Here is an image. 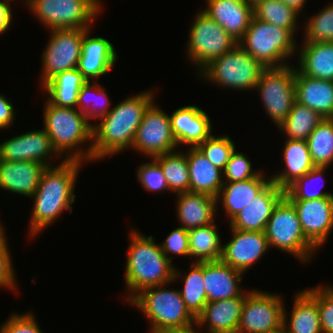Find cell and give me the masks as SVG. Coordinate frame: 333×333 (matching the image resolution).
Returning a JSON list of instances; mask_svg holds the SVG:
<instances>
[{"mask_svg": "<svg viewBox=\"0 0 333 333\" xmlns=\"http://www.w3.org/2000/svg\"><path fill=\"white\" fill-rule=\"evenodd\" d=\"M85 163L77 160H62L59 164L46 167L42 172L36 192L31 197L33 208L28 234L38 235L64 211L72 213L75 201L74 187L81 167Z\"/></svg>", "mask_w": 333, "mask_h": 333, "instance_id": "6da1fadb", "label": "cell"}, {"mask_svg": "<svg viewBox=\"0 0 333 333\" xmlns=\"http://www.w3.org/2000/svg\"><path fill=\"white\" fill-rule=\"evenodd\" d=\"M153 89L118 103L93 124L92 161L112 157L132 147L144 111L155 100Z\"/></svg>", "mask_w": 333, "mask_h": 333, "instance_id": "7a4b0ae2", "label": "cell"}, {"mask_svg": "<svg viewBox=\"0 0 333 333\" xmlns=\"http://www.w3.org/2000/svg\"><path fill=\"white\" fill-rule=\"evenodd\" d=\"M129 235L124 275L126 289L129 291L128 296L124 297L127 302L146 288L173 283L175 268L160 245L155 243L153 236H146L133 228Z\"/></svg>", "mask_w": 333, "mask_h": 333, "instance_id": "3957f363", "label": "cell"}, {"mask_svg": "<svg viewBox=\"0 0 333 333\" xmlns=\"http://www.w3.org/2000/svg\"><path fill=\"white\" fill-rule=\"evenodd\" d=\"M43 114L44 130L61 159L92 162L93 123L84 114L77 108L60 107L48 100ZM89 141V146L82 148Z\"/></svg>", "mask_w": 333, "mask_h": 333, "instance_id": "277c9868", "label": "cell"}, {"mask_svg": "<svg viewBox=\"0 0 333 333\" xmlns=\"http://www.w3.org/2000/svg\"><path fill=\"white\" fill-rule=\"evenodd\" d=\"M170 284L146 288L129 302L148 318L150 333H161L196 321V317L186 307L179 289L166 287Z\"/></svg>", "mask_w": 333, "mask_h": 333, "instance_id": "5b68a950", "label": "cell"}, {"mask_svg": "<svg viewBox=\"0 0 333 333\" xmlns=\"http://www.w3.org/2000/svg\"><path fill=\"white\" fill-rule=\"evenodd\" d=\"M295 39L288 29L277 27L253 16L238 45L265 68L281 67L290 64L287 62L288 59L297 53L298 44Z\"/></svg>", "mask_w": 333, "mask_h": 333, "instance_id": "8992f818", "label": "cell"}, {"mask_svg": "<svg viewBox=\"0 0 333 333\" xmlns=\"http://www.w3.org/2000/svg\"><path fill=\"white\" fill-rule=\"evenodd\" d=\"M265 67L238 44L229 52L212 60L198 77L218 87L233 90L255 89Z\"/></svg>", "mask_w": 333, "mask_h": 333, "instance_id": "52a82bcc", "label": "cell"}, {"mask_svg": "<svg viewBox=\"0 0 333 333\" xmlns=\"http://www.w3.org/2000/svg\"><path fill=\"white\" fill-rule=\"evenodd\" d=\"M264 232L269 248L285 251L302 263L312 260L318 250L305 237L297 211L285 196L274 207Z\"/></svg>", "mask_w": 333, "mask_h": 333, "instance_id": "ba28073f", "label": "cell"}, {"mask_svg": "<svg viewBox=\"0 0 333 333\" xmlns=\"http://www.w3.org/2000/svg\"><path fill=\"white\" fill-rule=\"evenodd\" d=\"M100 0H33L28 9L49 30L90 29L102 10Z\"/></svg>", "mask_w": 333, "mask_h": 333, "instance_id": "9c48e42d", "label": "cell"}, {"mask_svg": "<svg viewBox=\"0 0 333 333\" xmlns=\"http://www.w3.org/2000/svg\"><path fill=\"white\" fill-rule=\"evenodd\" d=\"M195 17L189 29L186 53L199 74L212 60L231 51L238 42L202 10L197 11Z\"/></svg>", "mask_w": 333, "mask_h": 333, "instance_id": "30bf717a", "label": "cell"}, {"mask_svg": "<svg viewBox=\"0 0 333 333\" xmlns=\"http://www.w3.org/2000/svg\"><path fill=\"white\" fill-rule=\"evenodd\" d=\"M255 90L260 94L265 112L279 127L296 101L295 65L265 68Z\"/></svg>", "mask_w": 333, "mask_h": 333, "instance_id": "8fae6325", "label": "cell"}, {"mask_svg": "<svg viewBox=\"0 0 333 333\" xmlns=\"http://www.w3.org/2000/svg\"><path fill=\"white\" fill-rule=\"evenodd\" d=\"M88 29L49 30L50 39L42 54L40 86L56 74L76 69L82 52L83 34Z\"/></svg>", "mask_w": 333, "mask_h": 333, "instance_id": "7c38bea8", "label": "cell"}, {"mask_svg": "<svg viewBox=\"0 0 333 333\" xmlns=\"http://www.w3.org/2000/svg\"><path fill=\"white\" fill-rule=\"evenodd\" d=\"M178 144L171 130L169 115L154 100L144 111L131 149L154 158L176 151Z\"/></svg>", "mask_w": 333, "mask_h": 333, "instance_id": "4fadbf2b", "label": "cell"}, {"mask_svg": "<svg viewBox=\"0 0 333 333\" xmlns=\"http://www.w3.org/2000/svg\"><path fill=\"white\" fill-rule=\"evenodd\" d=\"M284 301L278 294L258 289L245 291L238 331L267 333L283 325Z\"/></svg>", "mask_w": 333, "mask_h": 333, "instance_id": "5bb4252c", "label": "cell"}, {"mask_svg": "<svg viewBox=\"0 0 333 333\" xmlns=\"http://www.w3.org/2000/svg\"><path fill=\"white\" fill-rule=\"evenodd\" d=\"M53 155L61 158L44 128L21 133L0 144V160L4 161H35L49 167L54 166Z\"/></svg>", "mask_w": 333, "mask_h": 333, "instance_id": "9a60e30c", "label": "cell"}, {"mask_svg": "<svg viewBox=\"0 0 333 333\" xmlns=\"http://www.w3.org/2000/svg\"><path fill=\"white\" fill-rule=\"evenodd\" d=\"M295 207L305 237L320 249L333 229V197L289 200Z\"/></svg>", "mask_w": 333, "mask_h": 333, "instance_id": "2e32d148", "label": "cell"}, {"mask_svg": "<svg viewBox=\"0 0 333 333\" xmlns=\"http://www.w3.org/2000/svg\"><path fill=\"white\" fill-rule=\"evenodd\" d=\"M231 239L222 247L221 261L246 273L270 249L264 231L231 229Z\"/></svg>", "mask_w": 333, "mask_h": 333, "instance_id": "e0dca14e", "label": "cell"}, {"mask_svg": "<svg viewBox=\"0 0 333 333\" xmlns=\"http://www.w3.org/2000/svg\"><path fill=\"white\" fill-rule=\"evenodd\" d=\"M285 196V190L270 182L230 221V229L265 231L274 207Z\"/></svg>", "mask_w": 333, "mask_h": 333, "instance_id": "ac0fdd59", "label": "cell"}, {"mask_svg": "<svg viewBox=\"0 0 333 333\" xmlns=\"http://www.w3.org/2000/svg\"><path fill=\"white\" fill-rule=\"evenodd\" d=\"M170 117L171 130L178 147H197L212 133V124L206 111L196 105L180 107Z\"/></svg>", "mask_w": 333, "mask_h": 333, "instance_id": "d6986e66", "label": "cell"}, {"mask_svg": "<svg viewBox=\"0 0 333 333\" xmlns=\"http://www.w3.org/2000/svg\"><path fill=\"white\" fill-rule=\"evenodd\" d=\"M88 29L83 34L82 52L78 63V71L87 81L98 80L110 72L118 60L114 45L103 37H90Z\"/></svg>", "mask_w": 333, "mask_h": 333, "instance_id": "ffe728a7", "label": "cell"}, {"mask_svg": "<svg viewBox=\"0 0 333 333\" xmlns=\"http://www.w3.org/2000/svg\"><path fill=\"white\" fill-rule=\"evenodd\" d=\"M202 11L219 24L235 41H239L254 16L253 6L235 0H206Z\"/></svg>", "mask_w": 333, "mask_h": 333, "instance_id": "44dd1931", "label": "cell"}, {"mask_svg": "<svg viewBox=\"0 0 333 333\" xmlns=\"http://www.w3.org/2000/svg\"><path fill=\"white\" fill-rule=\"evenodd\" d=\"M241 271L221 260L203 262L204 288L208 302L239 297L245 290L240 286Z\"/></svg>", "mask_w": 333, "mask_h": 333, "instance_id": "7402d4cb", "label": "cell"}, {"mask_svg": "<svg viewBox=\"0 0 333 333\" xmlns=\"http://www.w3.org/2000/svg\"><path fill=\"white\" fill-rule=\"evenodd\" d=\"M45 168V165L35 161L0 160V188L31 198Z\"/></svg>", "mask_w": 333, "mask_h": 333, "instance_id": "603a6c76", "label": "cell"}, {"mask_svg": "<svg viewBox=\"0 0 333 333\" xmlns=\"http://www.w3.org/2000/svg\"><path fill=\"white\" fill-rule=\"evenodd\" d=\"M177 215L180 227L190 230L215 222L217 198L205 193L183 192L177 194Z\"/></svg>", "mask_w": 333, "mask_h": 333, "instance_id": "cb8c5ba5", "label": "cell"}, {"mask_svg": "<svg viewBox=\"0 0 333 333\" xmlns=\"http://www.w3.org/2000/svg\"><path fill=\"white\" fill-rule=\"evenodd\" d=\"M288 322L284 304L283 325L289 333H322L317 305V286L296 293Z\"/></svg>", "mask_w": 333, "mask_h": 333, "instance_id": "d4e9b609", "label": "cell"}, {"mask_svg": "<svg viewBox=\"0 0 333 333\" xmlns=\"http://www.w3.org/2000/svg\"><path fill=\"white\" fill-rule=\"evenodd\" d=\"M295 93L296 102L333 118V81L305 76L295 68Z\"/></svg>", "mask_w": 333, "mask_h": 333, "instance_id": "484cf974", "label": "cell"}, {"mask_svg": "<svg viewBox=\"0 0 333 333\" xmlns=\"http://www.w3.org/2000/svg\"><path fill=\"white\" fill-rule=\"evenodd\" d=\"M271 177L260 172L256 177L237 182H224L218 194L217 202L230 221L256 197L269 183ZM221 198V199H219Z\"/></svg>", "mask_w": 333, "mask_h": 333, "instance_id": "4316f807", "label": "cell"}, {"mask_svg": "<svg viewBox=\"0 0 333 333\" xmlns=\"http://www.w3.org/2000/svg\"><path fill=\"white\" fill-rule=\"evenodd\" d=\"M187 149L189 191L217 197L224 183L223 170L214 166L197 147Z\"/></svg>", "mask_w": 333, "mask_h": 333, "instance_id": "83f0119b", "label": "cell"}, {"mask_svg": "<svg viewBox=\"0 0 333 333\" xmlns=\"http://www.w3.org/2000/svg\"><path fill=\"white\" fill-rule=\"evenodd\" d=\"M244 302L245 291L239 297L208 302L196 322L202 328L206 325V332L238 330Z\"/></svg>", "mask_w": 333, "mask_h": 333, "instance_id": "f1b7e54d", "label": "cell"}, {"mask_svg": "<svg viewBox=\"0 0 333 333\" xmlns=\"http://www.w3.org/2000/svg\"><path fill=\"white\" fill-rule=\"evenodd\" d=\"M283 147L285 169L270 177L272 182L285 190L295 180L313 169L315 165L312 163L307 141L286 139Z\"/></svg>", "mask_w": 333, "mask_h": 333, "instance_id": "f546056e", "label": "cell"}, {"mask_svg": "<svg viewBox=\"0 0 333 333\" xmlns=\"http://www.w3.org/2000/svg\"><path fill=\"white\" fill-rule=\"evenodd\" d=\"M298 53L299 68L303 75L333 81V42H303Z\"/></svg>", "mask_w": 333, "mask_h": 333, "instance_id": "4dcf8cb0", "label": "cell"}, {"mask_svg": "<svg viewBox=\"0 0 333 333\" xmlns=\"http://www.w3.org/2000/svg\"><path fill=\"white\" fill-rule=\"evenodd\" d=\"M87 79L78 71L71 69L60 72L40 87L48 95V101L60 107L77 108L80 88Z\"/></svg>", "mask_w": 333, "mask_h": 333, "instance_id": "1f68e13d", "label": "cell"}, {"mask_svg": "<svg viewBox=\"0 0 333 333\" xmlns=\"http://www.w3.org/2000/svg\"><path fill=\"white\" fill-rule=\"evenodd\" d=\"M215 222L188 230L189 257L195 261L191 263H203L218 261L221 259L222 247L220 235Z\"/></svg>", "mask_w": 333, "mask_h": 333, "instance_id": "d6a6232c", "label": "cell"}, {"mask_svg": "<svg viewBox=\"0 0 333 333\" xmlns=\"http://www.w3.org/2000/svg\"><path fill=\"white\" fill-rule=\"evenodd\" d=\"M183 280V288L179 289L183 301L188 310L197 318L208 303L204 288L203 263H190V270L187 274L181 273L178 268H174L173 281Z\"/></svg>", "mask_w": 333, "mask_h": 333, "instance_id": "836d02e7", "label": "cell"}, {"mask_svg": "<svg viewBox=\"0 0 333 333\" xmlns=\"http://www.w3.org/2000/svg\"><path fill=\"white\" fill-rule=\"evenodd\" d=\"M324 118L306 105L294 102L286 119L279 125L286 139L307 141L308 136Z\"/></svg>", "mask_w": 333, "mask_h": 333, "instance_id": "e575fe53", "label": "cell"}, {"mask_svg": "<svg viewBox=\"0 0 333 333\" xmlns=\"http://www.w3.org/2000/svg\"><path fill=\"white\" fill-rule=\"evenodd\" d=\"M153 159L160 165L169 191L176 194L189 191L190 175L186 153L177 150Z\"/></svg>", "mask_w": 333, "mask_h": 333, "instance_id": "d590c367", "label": "cell"}, {"mask_svg": "<svg viewBox=\"0 0 333 333\" xmlns=\"http://www.w3.org/2000/svg\"><path fill=\"white\" fill-rule=\"evenodd\" d=\"M307 144L315 166L333 164V118H324L308 136Z\"/></svg>", "mask_w": 333, "mask_h": 333, "instance_id": "8d00e7d4", "label": "cell"}, {"mask_svg": "<svg viewBox=\"0 0 333 333\" xmlns=\"http://www.w3.org/2000/svg\"><path fill=\"white\" fill-rule=\"evenodd\" d=\"M254 17L288 29L294 36L296 33L299 13L285 5L281 0H263L253 6Z\"/></svg>", "mask_w": 333, "mask_h": 333, "instance_id": "74e56055", "label": "cell"}, {"mask_svg": "<svg viewBox=\"0 0 333 333\" xmlns=\"http://www.w3.org/2000/svg\"><path fill=\"white\" fill-rule=\"evenodd\" d=\"M97 81H87L81 88L78 94L77 109L90 119H99L108 114L111 101H109L105 88L98 85Z\"/></svg>", "mask_w": 333, "mask_h": 333, "instance_id": "f35d334b", "label": "cell"}, {"mask_svg": "<svg viewBox=\"0 0 333 333\" xmlns=\"http://www.w3.org/2000/svg\"><path fill=\"white\" fill-rule=\"evenodd\" d=\"M327 169L328 167L315 166L285 189V197L288 200H310L333 197V193L329 191H321L324 184L321 186L317 185L319 184L318 180L320 181V179H323V182L325 181L323 177ZM315 185L319 188L317 189Z\"/></svg>", "mask_w": 333, "mask_h": 333, "instance_id": "ab89813d", "label": "cell"}, {"mask_svg": "<svg viewBox=\"0 0 333 333\" xmlns=\"http://www.w3.org/2000/svg\"><path fill=\"white\" fill-rule=\"evenodd\" d=\"M304 42H333V2L306 19Z\"/></svg>", "mask_w": 333, "mask_h": 333, "instance_id": "60d3db41", "label": "cell"}, {"mask_svg": "<svg viewBox=\"0 0 333 333\" xmlns=\"http://www.w3.org/2000/svg\"><path fill=\"white\" fill-rule=\"evenodd\" d=\"M197 148L214 166L224 170L235 150V144L228 135L215 136L211 134Z\"/></svg>", "mask_w": 333, "mask_h": 333, "instance_id": "b9f144b4", "label": "cell"}, {"mask_svg": "<svg viewBox=\"0 0 333 333\" xmlns=\"http://www.w3.org/2000/svg\"><path fill=\"white\" fill-rule=\"evenodd\" d=\"M261 171L253 170L251 161L243 152L232 153L223 170L224 182H237L256 177Z\"/></svg>", "mask_w": 333, "mask_h": 333, "instance_id": "7bdbcfd3", "label": "cell"}, {"mask_svg": "<svg viewBox=\"0 0 333 333\" xmlns=\"http://www.w3.org/2000/svg\"><path fill=\"white\" fill-rule=\"evenodd\" d=\"M136 171L137 179L145 190L153 193L169 191L162 169L153 158L152 161L144 162Z\"/></svg>", "mask_w": 333, "mask_h": 333, "instance_id": "ee69618b", "label": "cell"}, {"mask_svg": "<svg viewBox=\"0 0 333 333\" xmlns=\"http://www.w3.org/2000/svg\"><path fill=\"white\" fill-rule=\"evenodd\" d=\"M317 305L322 333H333V285H317Z\"/></svg>", "mask_w": 333, "mask_h": 333, "instance_id": "f6af8a7d", "label": "cell"}, {"mask_svg": "<svg viewBox=\"0 0 333 333\" xmlns=\"http://www.w3.org/2000/svg\"><path fill=\"white\" fill-rule=\"evenodd\" d=\"M32 311L19 314L11 313L1 325L0 333H43Z\"/></svg>", "mask_w": 333, "mask_h": 333, "instance_id": "bcb514c9", "label": "cell"}, {"mask_svg": "<svg viewBox=\"0 0 333 333\" xmlns=\"http://www.w3.org/2000/svg\"><path fill=\"white\" fill-rule=\"evenodd\" d=\"M162 252L166 255L168 260L173 264V256L169 255L174 254L179 256H188L189 257V235L188 230H185L183 227H178L172 230L166 239L160 245Z\"/></svg>", "mask_w": 333, "mask_h": 333, "instance_id": "7dc6e473", "label": "cell"}, {"mask_svg": "<svg viewBox=\"0 0 333 333\" xmlns=\"http://www.w3.org/2000/svg\"><path fill=\"white\" fill-rule=\"evenodd\" d=\"M9 245L0 252V287L16 290L15 271Z\"/></svg>", "mask_w": 333, "mask_h": 333, "instance_id": "c3c4849f", "label": "cell"}, {"mask_svg": "<svg viewBox=\"0 0 333 333\" xmlns=\"http://www.w3.org/2000/svg\"><path fill=\"white\" fill-rule=\"evenodd\" d=\"M13 103L9 102L5 95L0 94V129H8L13 125L15 107L12 105Z\"/></svg>", "mask_w": 333, "mask_h": 333, "instance_id": "681fc988", "label": "cell"}, {"mask_svg": "<svg viewBox=\"0 0 333 333\" xmlns=\"http://www.w3.org/2000/svg\"><path fill=\"white\" fill-rule=\"evenodd\" d=\"M13 16L11 5L0 0V35L9 30Z\"/></svg>", "mask_w": 333, "mask_h": 333, "instance_id": "f907efd6", "label": "cell"}, {"mask_svg": "<svg viewBox=\"0 0 333 333\" xmlns=\"http://www.w3.org/2000/svg\"><path fill=\"white\" fill-rule=\"evenodd\" d=\"M201 329L202 327L199 326V324L195 321L194 323L187 326L167 329L162 331L161 333H202L198 331Z\"/></svg>", "mask_w": 333, "mask_h": 333, "instance_id": "816d5d0a", "label": "cell"}, {"mask_svg": "<svg viewBox=\"0 0 333 333\" xmlns=\"http://www.w3.org/2000/svg\"><path fill=\"white\" fill-rule=\"evenodd\" d=\"M281 1L285 5L291 7L300 14V12L303 11L302 9L305 7L307 0H281Z\"/></svg>", "mask_w": 333, "mask_h": 333, "instance_id": "f5cc1de1", "label": "cell"}, {"mask_svg": "<svg viewBox=\"0 0 333 333\" xmlns=\"http://www.w3.org/2000/svg\"><path fill=\"white\" fill-rule=\"evenodd\" d=\"M8 245L2 222L0 221V252Z\"/></svg>", "mask_w": 333, "mask_h": 333, "instance_id": "db71d44e", "label": "cell"}, {"mask_svg": "<svg viewBox=\"0 0 333 333\" xmlns=\"http://www.w3.org/2000/svg\"><path fill=\"white\" fill-rule=\"evenodd\" d=\"M267 333H289V331L286 329L284 325H282L278 329L269 331Z\"/></svg>", "mask_w": 333, "mask_h": 333, "instance_id": "11a10c76", "label": "cell"}, {"mask_svg": "<svg viewBox=\"0 0 333 333\" xmlns=\"http://www.w3.org/2000/svg\"><path fill=\"white\" fill-rule=\"evenodd\" d=\"M206 333H241V332L238 330H214Z\"/></svg>", "mask_w": 333, "mask_h": 333, "instance_id": "9f6ffc18", "label": "cell"}, {"mask_svg": "<svg viewBox=\"0 0 333 333\" xmlns=\"http://www.w3.org/2000/svg\"><path fill=\"white\" fill-rule=\"evenodd\" d=\"M260 1H263V0H247V3L250 4L251 6H254Z\"/></svg>", "mask_w": 333, "mask_h": 333, "instance_id": "6f0895ef", "label": "cell"}, {"mask_svg": "<svg viewBox=\"0 0 333 333\" xmlns=\"http://www.w3.org/2000/svg\"><path fill=\"white\" fill-rule=\"evenodd\" d=\"M1 1H3V2H6V3L10 4L12 1H15V0H1Z\"/></svg>", "mask_w": 333, "mask_h": 333, "instance_id": "680465c9", "label": "cell"}, {"mask_svg": "<svg viewBox=\"0 0 333 333\" xmlns=\"http://www.w3.org/2000/svg\"><path fill=\"white\" fill-rule=\"evenodd\" d=\"M33 0H25V5L27 6L29 3H31Z\"/></svg>", "mask_w": 333, "mask_h": 333, "instance_id": "91938a15", "label": "cell"}, {"mask_svg": "<svg viewBox=\"0 0 333 333\" xmlns=\"http://www.w3.org/2000/svg\"><path fill=\"white\" fill-rule=\"evenodd\" d=\"M235 1H238V2H247V0H235Z\"/></svg>", "mask_w": 333, "mask_h": 333, "instance_id": "94428289", "label": "cell"}]
</instances>
